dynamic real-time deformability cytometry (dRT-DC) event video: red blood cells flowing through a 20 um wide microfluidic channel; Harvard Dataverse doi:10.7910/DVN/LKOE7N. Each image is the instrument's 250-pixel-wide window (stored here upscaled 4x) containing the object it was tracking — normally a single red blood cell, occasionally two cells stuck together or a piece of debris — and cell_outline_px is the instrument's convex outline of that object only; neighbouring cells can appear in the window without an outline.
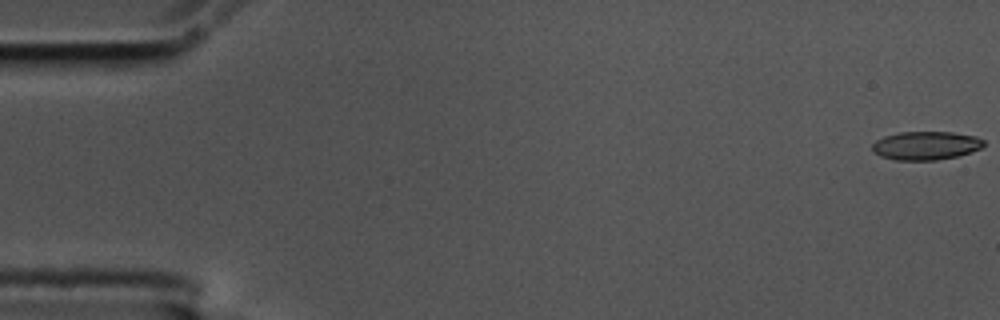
{"species": "common noctule bat (a hibernating species)", "species_latin": "Nyctalus noctula", "temperature_condition": "cold", "stored_images_in_passage": 11, "camera_frame_rate_fps": 3000, "um_per_image_px": 0.085, "animal": {"sex": "male", "body_mass_g": 17.5, "forearm_length_mm": 52.3}, "frame": {"image": 1, "passage_image": 1, "time_ms": 0.0, "image_size_px": [1000, 320], "cell_outline_px": [[984, 144], [968, 152], [952, 156], [920, 160], [916, 160], [888, 156], [892, 136], [912, 132], [940, 132], [968, 136], [980, 140]], "centroid_in_image_um": [79.13, 12.35], "position_along_channel_um": 5.9, "area_um2": 14.57}}